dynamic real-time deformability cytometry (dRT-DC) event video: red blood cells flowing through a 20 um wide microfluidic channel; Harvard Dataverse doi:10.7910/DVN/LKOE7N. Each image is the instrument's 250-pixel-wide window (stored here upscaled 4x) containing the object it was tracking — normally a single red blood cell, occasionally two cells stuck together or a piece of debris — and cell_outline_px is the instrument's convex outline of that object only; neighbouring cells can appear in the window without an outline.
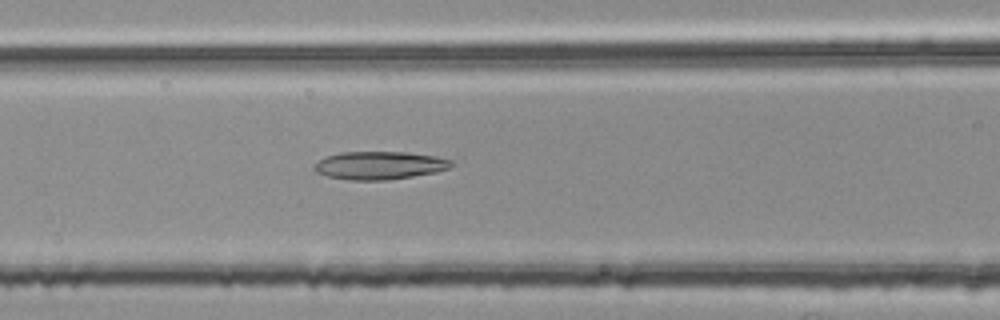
{"species": "common noctule bat (a hibernating species)", "species_latin": "Nyctalus noctula", "temperature_condition": "room temperature", "stored_images_in_passage": 54, "segment_of_instrument_passage": [1, 2], "camera_frame_rate_fps": 3000, "um_per_image_px": 0.085, "animal": {"sex": "female", "body_mass_g": 25.1}, "frame": {"image": 1, "passage_image": 22, "time_ms": 7.0, "image_size_px": [1000, 320], "cell_outline_px": [[452, 164], [448, 168], [436, 172], [388, 180], [348, 180], [328, 176], [316, 172], [312, 168], [324, 156], [340, 152], [408, 152], [436, 156], [452, 160]], "centroid_in_image_um": [32.24, 14.05], "position_along_channel_um": 134.4, "area_um2": 22.37}}
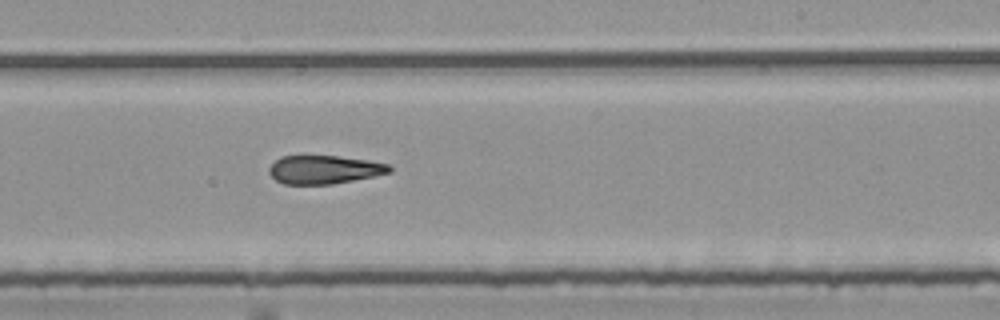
{"frame": {"image": 2, "passage_image": 32, "time_ms": 10.333, "image_size_px": [1000, 320], "cell_outline_px": [[392, 172], [332, 184], [284, 184], [276, 180], [268, 172], [268, 168], [280, 156], [300, 152], [304, 152], [368, 160], [388, 164], [392, 168]], "centroid_in_image_um": [27.48, 14.36], "position_along_channel_um": 261.5, "area_um2": 20.63}}
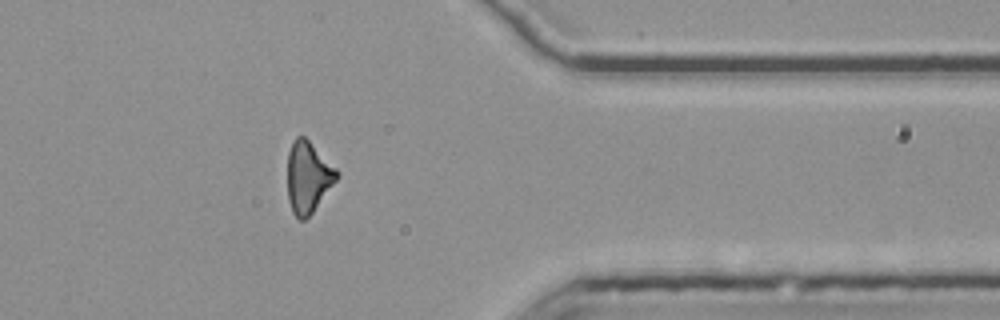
{"frame": {"image": 3, "passage_image": 43, "time_ms": 14.0, "image_size_px": [1000, 320], "cell_outline_px": [[340, 176], [312, 212], [304, 220], [300, 220], [292, 212], [288, 200], [288, 152], [292, 140], [296, 136], [304, 136], [340, 172]], "centroid_in_image_um": [26.18, 15.04], "position_along_channel_um": 385.2, "area_um2": 20.4}}